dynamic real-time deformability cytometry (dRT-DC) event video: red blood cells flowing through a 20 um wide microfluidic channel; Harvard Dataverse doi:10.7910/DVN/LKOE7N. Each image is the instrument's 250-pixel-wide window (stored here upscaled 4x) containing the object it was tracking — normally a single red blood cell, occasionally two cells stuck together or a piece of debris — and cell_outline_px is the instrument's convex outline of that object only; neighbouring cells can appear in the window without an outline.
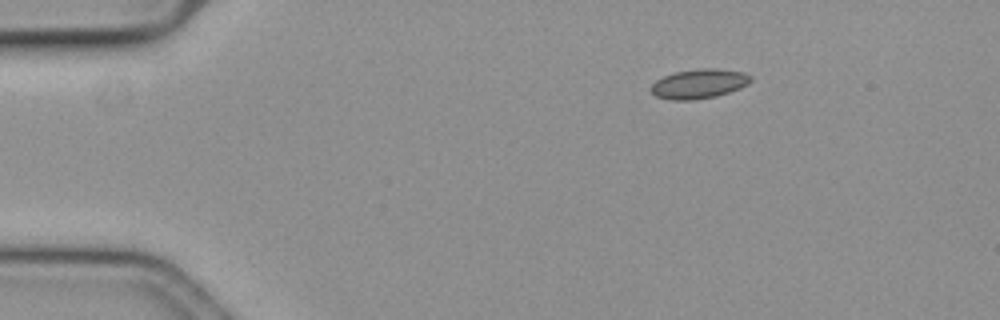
{"species": "common noctule bat (a hibernating species)", "species_latin": "Nyctalus noctula", "temperature_condition": "cold", "stored_images_in_passage": 49, "camera_frame_rate_fps": 3000, "um_per_image_px": 0.085, "animal": {"sex": "female", "body_mass_g": 19.3, "forearm_length_mm": 54.1}, "frame": {"image": 1, "passage_image": 1, "time_ms": 0.0, "image_size_px": [1000, 320], "cell_outline_px": [[752, 80], [748, 84], [740, 88], [716, 96], [692, 100], [672, 100], [656, 96], [648, 88], [656, 80], [664, 76], [676, 72], [700, 68], [716, 68], [744, 72], [752, 76]], "centroid_in_image_um": [59.42, 7.11], "position_along_channel_um": 25.6, "area_um2": 17.17}}
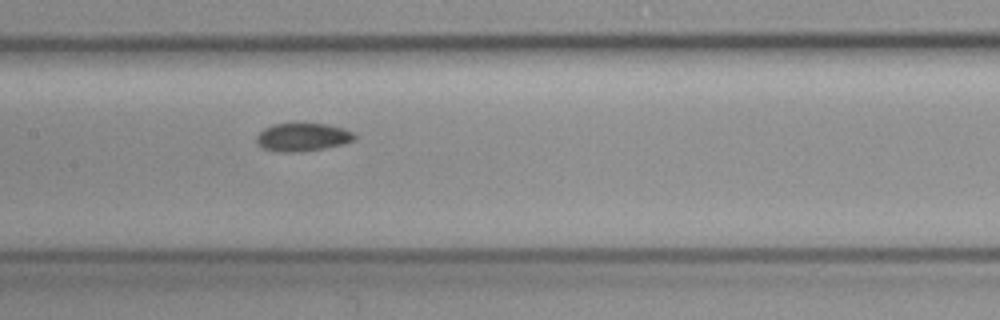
{"frame": {"image": 2, "passage_image": 20, "time_ms": 6.333, "image_size_px": [1000, 320], "cell_outline_px": [[356, 136], [352, 140], [344, 144], [324, 148], [300, 152], [280, 152], [264, 148], [256, 144], [256, 136], [264, 128], [272, 124], [328, 124], [344, 128], [356, 132]], "centroid_in_image_um": [25.73, 11.66], "position_along_channel_um": 181.7, "area_um2": 16.13}}
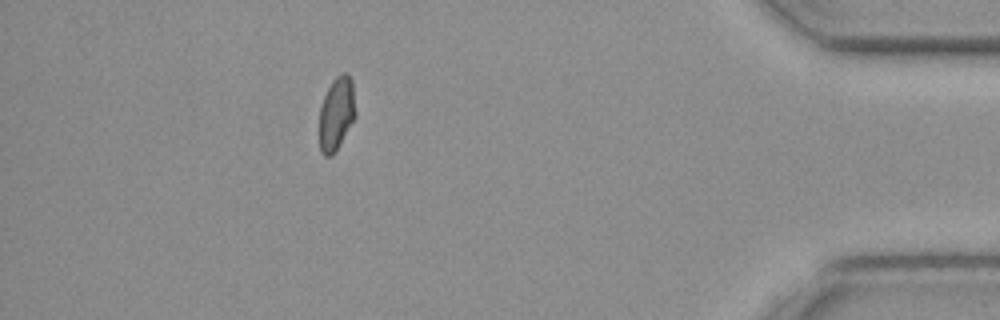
{"frame": {"image": 3, "passage_image": 43, "time_ms": 14.0, "image_size_px": [1000, 320], "cell_outline_px": [[356, 116], [332, 156], [324, 156], [320, 152], [320, 108], [324, 96], [332, 80], [340, 72], [344, 72], [352, 80], [356, 112]], "centroid_in_image_um": [28.6, 9.64], "position_along_channel_um": 406.6, "area_um2": 15.37}}